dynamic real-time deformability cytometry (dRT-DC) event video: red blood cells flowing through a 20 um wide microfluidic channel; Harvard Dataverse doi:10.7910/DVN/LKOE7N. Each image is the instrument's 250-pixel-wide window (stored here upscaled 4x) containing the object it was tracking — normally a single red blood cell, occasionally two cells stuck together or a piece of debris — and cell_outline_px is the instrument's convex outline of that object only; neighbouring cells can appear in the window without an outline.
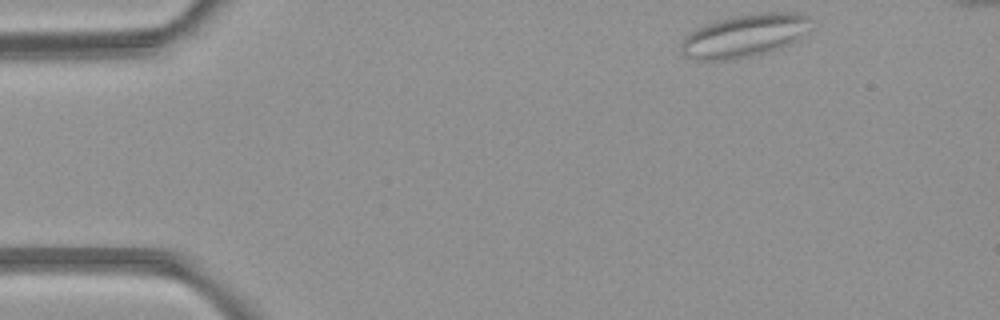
{"species": "common noctule bat (a hibernating species)", "species_latin": "Nyctalus noctula", "temperature_condition": "room temperature", "stored_images_in_passage": 10, "camera_frame_rate_fps": 3000, "um_per_image_px": 0.085, "animal": {"sex": "female", "body_mass_g": 21.9}, "frame": {"image": 1, "passage_image": 1, "time_ms": 0.0, "image_size_px": [1000, 320], "cell_outline_px": [[808, 20], [796, 36], [788, 44], [780, 48], [768, 52], [752, 56], [732, 60], [696, 60], [684, 56], [680, 52], [680, 44], [684, 36], [716, 20], [736, 16], [760, 12], [796, 12], [808, 16]], "centroid_in_image_um": [63.13, 3.06], "position_along_channel_um": 21.9, "area_um2": 31.56}}